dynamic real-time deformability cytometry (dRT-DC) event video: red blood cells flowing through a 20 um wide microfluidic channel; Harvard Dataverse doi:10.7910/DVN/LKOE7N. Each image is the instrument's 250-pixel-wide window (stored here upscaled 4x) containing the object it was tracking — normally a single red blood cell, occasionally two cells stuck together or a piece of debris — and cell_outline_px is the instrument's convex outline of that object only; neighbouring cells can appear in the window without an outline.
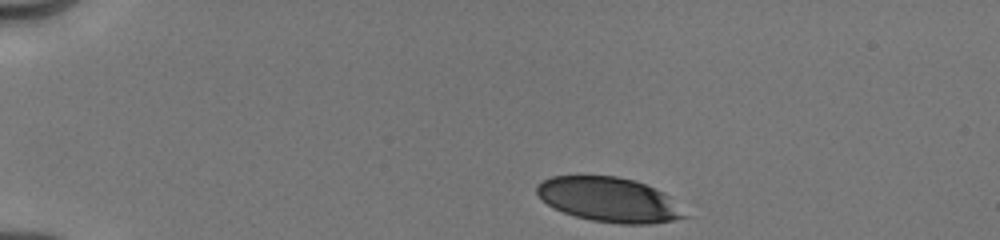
{"species": "human", "species_latin": "Homo sapiens", "temperature_condition": "cold", "stored_images_in_passage": 35, "camera_frame_rate_fps": 3000, "um_per_image_px": 0.085, "donor": {"sex": "male"}, "frame": {"image": 1, "passage_image": 1, "time_ms": 0.0, "image_size_px": [1000, 240], "cell_outline_px": [[692, 216], [652, 224], [620, 224], [592, 220], [576, 216], [564, 212], [548, 204], [536, 192], [536, 184], [552, 176], [616, 176], [636, 180], [664, 192]], "centroid_in_image_um": [51.83, 16.97], "position_along_channel_um": 33.2, "area_um2": 38.44}}
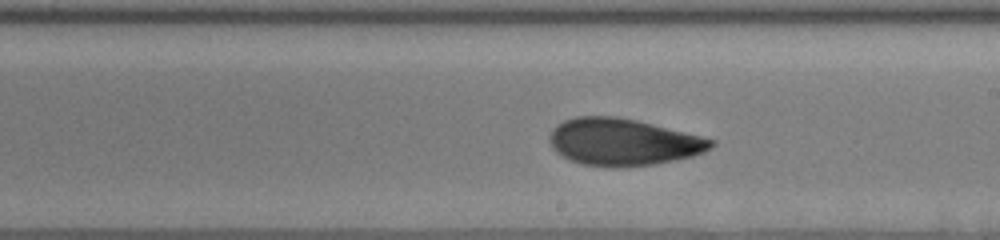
{"frame": {"image": 2, "passage_image": 20, "time_ms": 7.0, "image_size_px": [1000, 240], "cell_outline_px": [[716, 144], [712, 148], [704, 152], [692, 156], [676, 160], [656, 164], [612, 168], [584, 164], [568, 160], [556, 152], [552, 148], [548, 140], [548, 136], [552, 128], [556, 124], [564, 120], [576, 116], [616, 116], [636, 120], [716, 140]], "centroid_in_image_um": [52.92, 12.08], "position_along_channel_um": 236.1, "area_um2": 44.56}}
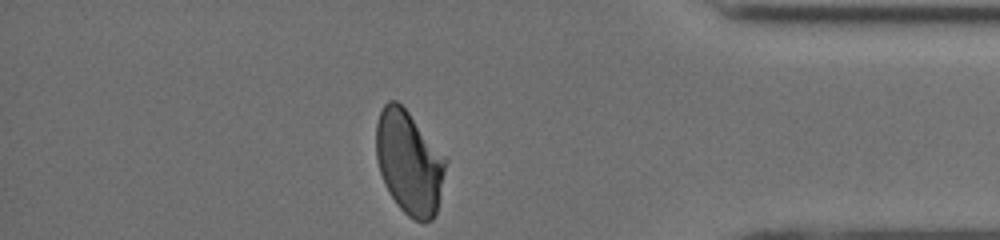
{"frame": {"image": 3, "passage_image": 35, "time_ms": 11.667, "image_size_px": [1000, 240], "cell_outline_px": [[448, 160], [436, 212], [432, 220], [416, 220], [408, 216], [396, 204], [388, 192], [380, 172], [376, 156], [376, 124], [380, 112], [384, 104], [388, 100], [396, 100], [408, 112]], "centroid_in_image_um": [34.77, 13.81], "position_along_channel_um": 400.4, "area_um2": 41.56}, "authors_computed_cell_mechanics": {"area_um2": 43.4078, "velocity_mm_per_s": 4.0103, "shape_relaxation_time_tau1_ms": 6.5374, "shape_relaxation_time_tau2_ms": 1.3646, "deformation_change_tau1": 0.1925, "deformation_change_tau2": 0.0631}}